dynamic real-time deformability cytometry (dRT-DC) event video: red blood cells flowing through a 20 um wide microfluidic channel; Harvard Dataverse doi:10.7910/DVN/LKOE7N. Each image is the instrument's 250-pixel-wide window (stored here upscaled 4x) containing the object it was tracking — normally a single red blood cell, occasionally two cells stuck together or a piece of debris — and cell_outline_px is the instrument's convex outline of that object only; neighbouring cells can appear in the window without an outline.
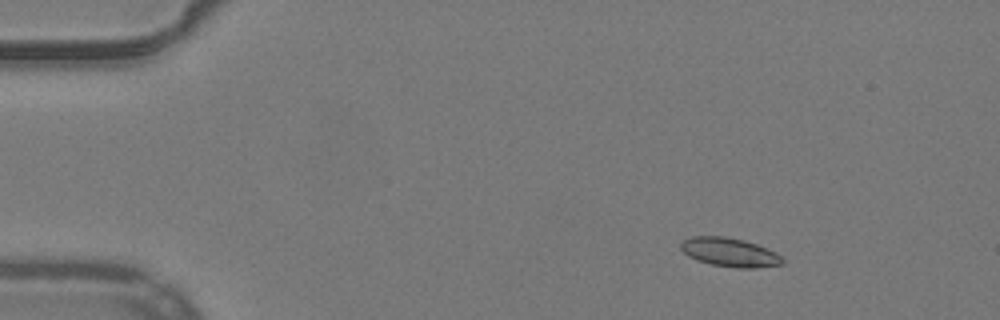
{"species": "common noctule bat (a hibernating species)", "species_latin": "Nyctalus noctula", "temperature_condition": "warm", "stored_images_in_passage": 53, "camera_frame_rate_fps": 3000, "um_per_image_px": 0.085, "animal": {"sex": "male", "body_mass_g": 19.2, "forearm_length_mm": 51.8}, "frame": {"image": 1, "passage_image": 8, "time_ms": 2.333, "image_size_px": [1000, 320], "cell_outline_px": [[784, 264], [756, 268], [736, 268], [712, 264], [696, 260], [688, 256], [680, 248], [680, 244], [684, 240], [692, 236], [724, 236], [744, 240], [768, 248], [776, 252], [784, 260]], "centroid_in_image_um": [62.04, 21.44], "position_along_channel_um": 23.0, "area_um2": 17.17}}
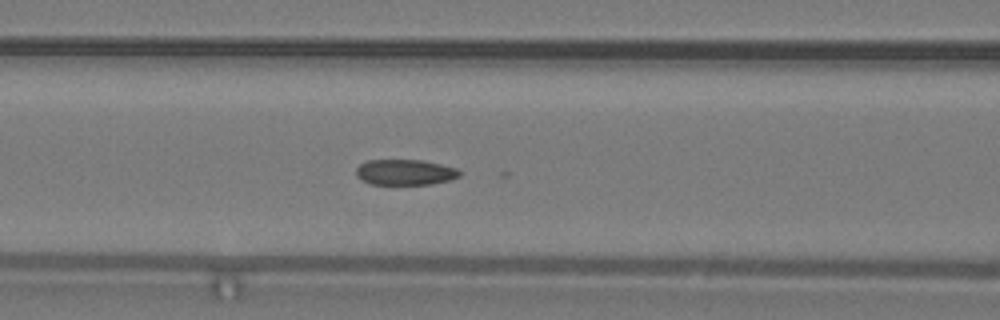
{"frame": {"image": 2, "passage_image": 23, "time_ms": 7.333, "image_size_px": [1000, 320], "cell_outline_px": [[460, 176], [448, 180], [432, 184], [368, 184], [360, 180], [356, 176], [356, 168], [360, 164], [368, 160], [420, 160], [440, 164], [456, 168], [460, 172]], "centroid_in_image_um": [34.38, 14.64], "position_along_channel_um": 132.2, "area_um2": 15.43}}
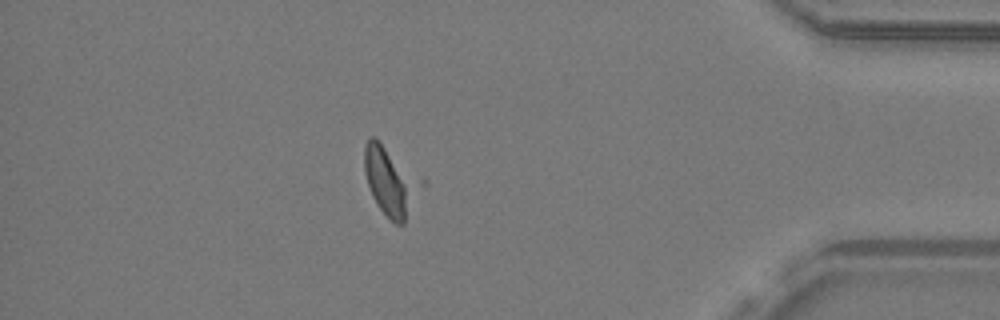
{"frame": {"image": 3, "passage_image": 47, "time_ms": 15.333, "image_size_px": [1000, 320], "cell_outline_px": [[428, 184], [404, 224], [396, 224], [380, 208], [372, 196], [364, 172], [364, 144], [368, 136], [376, 136], [424, 176]], "centroid_in_image_um": [33.31, 15.33], "position_along_channel_um": 401.9, "area_um2": 24.39}, "authors_computed_cell_mechanics": {"area_um2": 16.7042, "velocity_mm_per_s": 3.9075, "shape_relaxation_time_tau1_ms": null, "shape_relaxation_time_tau2_ms": 2.6442, "deformation_change_tau1": null, "deformation_change_tau2": 0.0649}}